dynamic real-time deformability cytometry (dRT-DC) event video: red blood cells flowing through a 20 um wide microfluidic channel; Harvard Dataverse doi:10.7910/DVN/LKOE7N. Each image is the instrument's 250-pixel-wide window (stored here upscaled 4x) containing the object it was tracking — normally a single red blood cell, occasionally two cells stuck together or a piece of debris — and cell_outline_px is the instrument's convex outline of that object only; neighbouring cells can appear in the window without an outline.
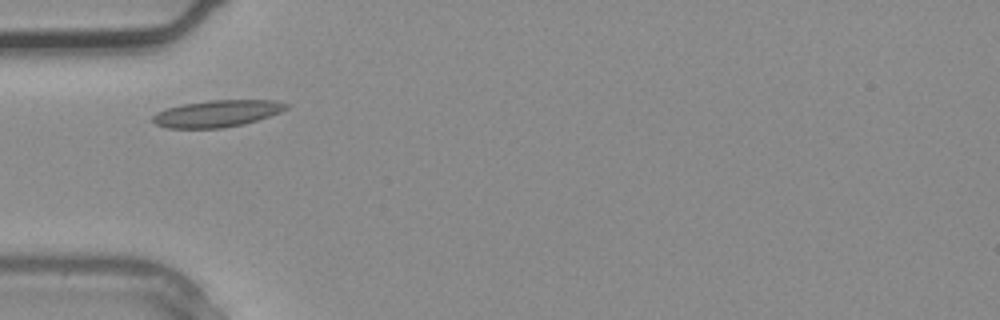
{"species": "common noctule bat (a hibernating species)", "species_latin": "Nyctalus noctula", "temperature_condition": "warm", "stored_images_in_passage": 1, "camera_frame_rate_fps": 3000, "um_per_image_px": 0.085, "animal": {"sex": "male", "body_mass_g": 20.4}, "frame": {"image": 1, "passage_image": 1, "time_ms": 0.0, "image_size_px": [1000, 320], "cell_outline_px": [[288, 108], [280, 112], [244, 124], [224, 128], [164, 128], [156, 124], [152, 120], [152, 116], [156, 112], [168, 108], [184, 104], [208, 100], [276, 100], [288, 104]], "centroid_in_image_um": [18.44, 9.65], "position_along_channel_um": 66.6, "area_um2": 20.81}}